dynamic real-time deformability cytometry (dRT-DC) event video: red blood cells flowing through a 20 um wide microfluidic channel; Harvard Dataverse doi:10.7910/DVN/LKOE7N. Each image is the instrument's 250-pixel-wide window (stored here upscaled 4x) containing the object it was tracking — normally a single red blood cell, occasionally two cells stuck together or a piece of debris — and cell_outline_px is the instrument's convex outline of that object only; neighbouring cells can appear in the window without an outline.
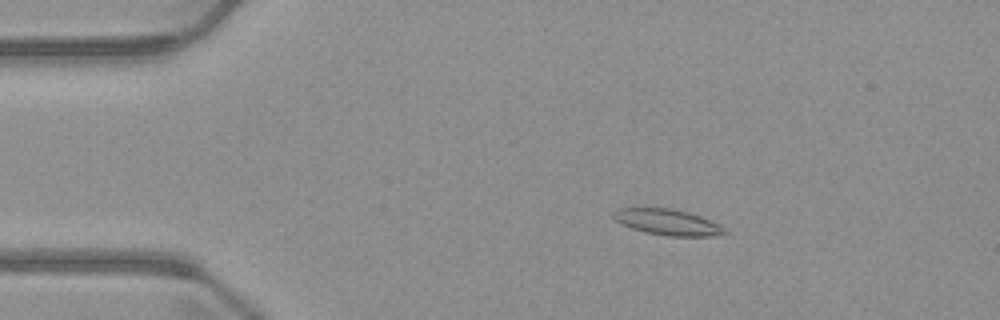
{"species": "common noctule bat (a hibernating species)", "species_latin": "Nyctalus noctula", "temperature_condition": "warm", "stored_images_in_passage": 4, "camera_frame_rate_fps": 3000, "um_per_image_px": 0.085, "animal": {"sex": "male", "body_mass_g": 23.1, "forearm_length_mm": 52.7}, "frame": {"image": 1, "passage_image": 1, "time_ms": 0.0, "image_size_px": [1000, 320], "cell_outline_px": [[728, 232], [712, 236], [668, 236], [644, 232], [632, 228], [616, 220], [612, 216], [612, 212], [620, 208], [672, 208], [688, 212], [700, 216], [724, 228]], "centroid_in_image_um": [56.71, 18.88], "position_along_channel_um": 28.3, "area_um2": 16.53}}
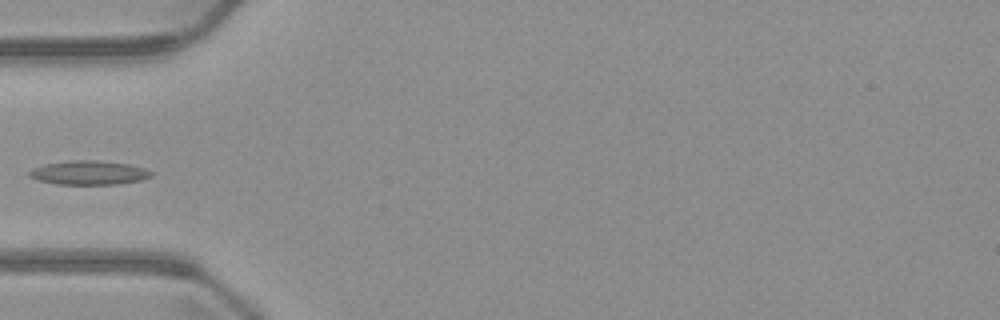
{"frame": {"image": 2, "passage_image": 3, "time_ms": 2.667, "image_size_px": [1000, 320], "cell_outline_px": [[152, 176], [140, 180], [120, 184], [56, 184], [36, 180], [28, 176], [28, 172], [32, 168], [44, 164], [68, 160], [100, 160], [132, 164], [144, 168], [152, 172]], "centroid_in_image_um": [7.53, 14.67], "position_along_channel_um": 77.5, "area_um2": 17.34}}
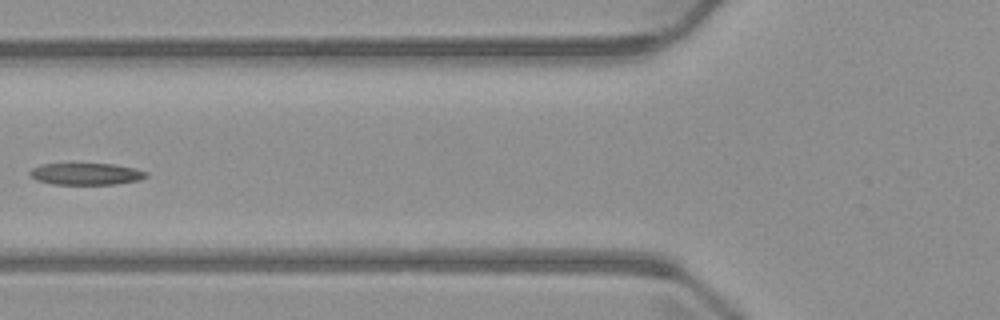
{"frame": {"image": 3, "passage_image": 4, "time_ms": 3.667, "image_size_px": [1000, 320], "cell_outline_px": [[148, 176], [140, 180], [116, 184], [52, 184], [36, 180], [28, 172], [32, 168], [40, 164], [112, 164], [132, 168], [148, 172]], "centroid_in_image_um": [7.31, 14.79], "position_along_channel_um": 118.5, "area_um2": 14.68}}